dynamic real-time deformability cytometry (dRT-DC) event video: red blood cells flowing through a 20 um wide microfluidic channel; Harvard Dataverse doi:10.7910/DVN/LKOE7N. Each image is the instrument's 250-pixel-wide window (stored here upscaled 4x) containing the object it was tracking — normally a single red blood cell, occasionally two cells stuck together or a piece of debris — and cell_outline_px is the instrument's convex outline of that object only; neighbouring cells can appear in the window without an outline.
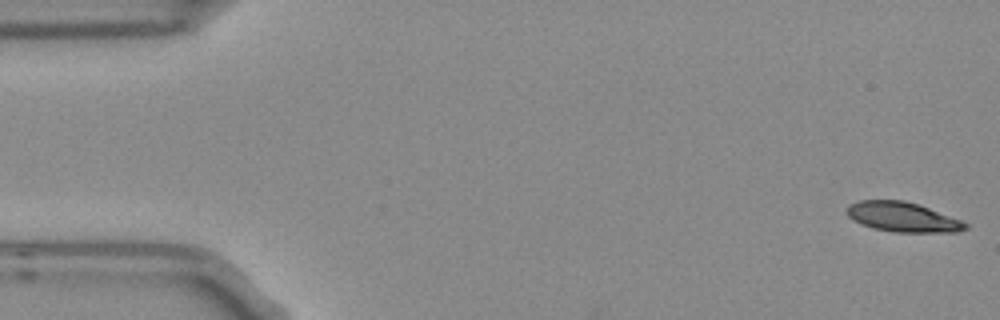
{"species": "Egyptian fruit bat (a non-hibernating species)", "species_latin": "Rousettus aegyptiacus", "temperature_condition": "room temperature", "stored_images_in_passage": 5, "segment_of_instrument_passage": [1, 2], "camera_frame_rate_fps": 3000, "um_per_image_px": 0.085, "frame": {"image": 1, "passage_image": 1, "time_ms": 0.0, "image_size_px": [1000, 320], "cell_outline_px": [[968, 228], [956, 232], [896, 232], [872, 228], [860, 224], [852, 220], [848, 216], [848, 204], [860, 200], [904, 200], [928, 208], [960, 220], [968, 224]], "centroid_in_image_um": [76.69, 18.45], "position_along_channel_um": 8.3, "area_um2": 20.35}}
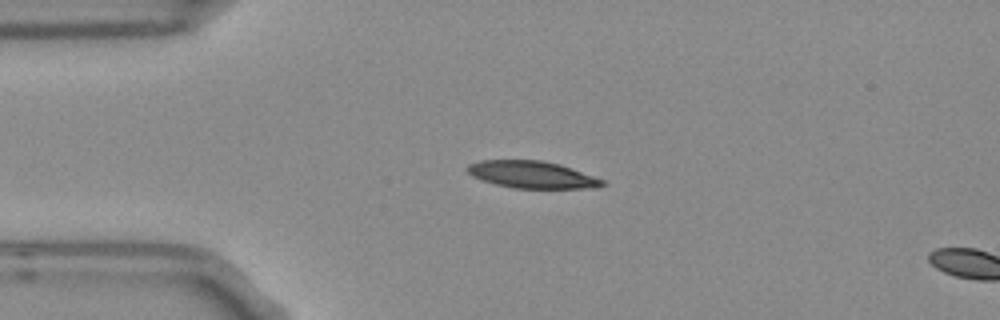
{"frame": {"image": 2, "passage_image": 4, "time_ms": 1.0, "image_size_px": [1000, 320], "cell_outline_px": [[604, 184], [596, 188], [516, 188], [496, 184], [472, 176], [464, 168], [468, 164], [480, 160], [540, 160], [560, 164], [604, 180]], "centroid_in_image_um": [45.19, 14.83], "position_along_channel_um": 39.8, "area_um2": 21.15}}